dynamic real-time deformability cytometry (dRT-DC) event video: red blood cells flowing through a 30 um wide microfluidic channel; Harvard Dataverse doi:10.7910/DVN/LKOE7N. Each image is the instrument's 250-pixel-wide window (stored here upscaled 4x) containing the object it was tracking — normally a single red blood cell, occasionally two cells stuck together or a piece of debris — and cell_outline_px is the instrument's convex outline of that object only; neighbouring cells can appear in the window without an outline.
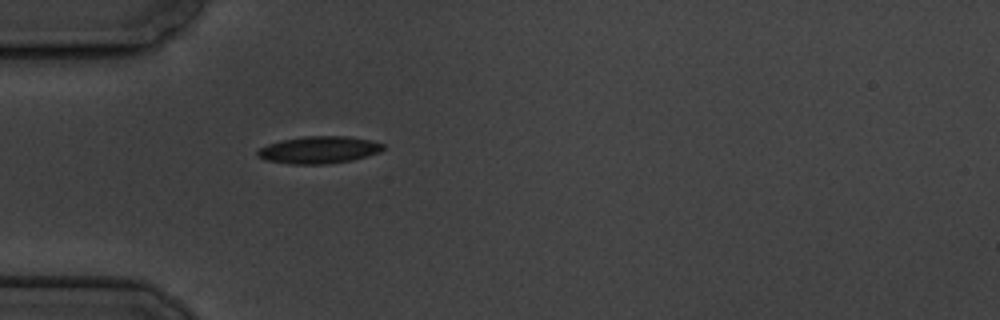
{"species": "common noctule bat (a hibernating species)", "species_latin": "Nyctalus noctula", "temperature_condition": "cold", "stored_images_in_passage": 1, "camera_frame_rate_fps": 3000, "um_per_image_px": 0.085, "animal": {"sex": "male", "body_mass_g": 19.5, "forearm_length_mm": 54.6}, "frame": {"image": 1, "passage_image": 1, "time_ms": 0.0, "image_size_px": [1000, 320], "cell_outline_px": [[384, 148], [380, 152], [352, 160], [328, 164], [288, 164], [264, 160], [256, 156], [256, 152], [260, 148], [268, 144], [280, 140], [304, 136], [348, 136], [372, 140], [384, 144]], "centroid_in_image_um": [27.09, 12.74], "position_along_channel_um": 57.9, "area_um2": 20.11}}